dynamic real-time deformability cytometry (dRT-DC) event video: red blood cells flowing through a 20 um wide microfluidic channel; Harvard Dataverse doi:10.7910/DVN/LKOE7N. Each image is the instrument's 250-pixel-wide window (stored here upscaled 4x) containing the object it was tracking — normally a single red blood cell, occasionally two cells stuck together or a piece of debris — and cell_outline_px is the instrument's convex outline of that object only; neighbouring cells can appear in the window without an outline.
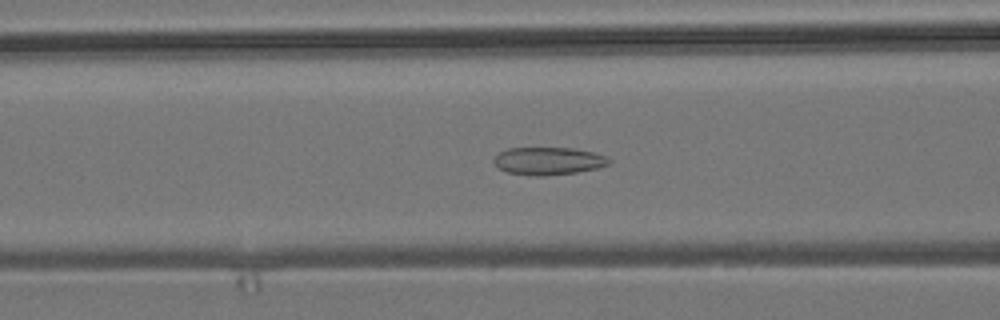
{"species": "common noctule bat (a hibernating species)", "species_latin": "Nyctalus noctula", "temperature_condition": "room temperature", "stored_images_in_passage": 48, "camera_frame_rate_fps": 3000, "um_per_image_px": 0.085, "animal": {"sex": "male", "body_mass_g": 19.2, "forearm_length_mm": 51.8}, "frame": {"image": 1, "passage_image": 21, "time_ms": 6.667, "image_size_px": [1000, 320], "cell_outline_px": [[612, 160], [608, 164], [596, 168], [576, 172], [544, 176], [528, 176], [508, 172], [496, 168], [492, 160], [500, 152], [508, 148], [572, 148], [592, 152], [604, 156]], "centroid_in_image_um": [46.55, 13.69], "position_along_channel_um": 120.1, "area_um2": 18.55}}
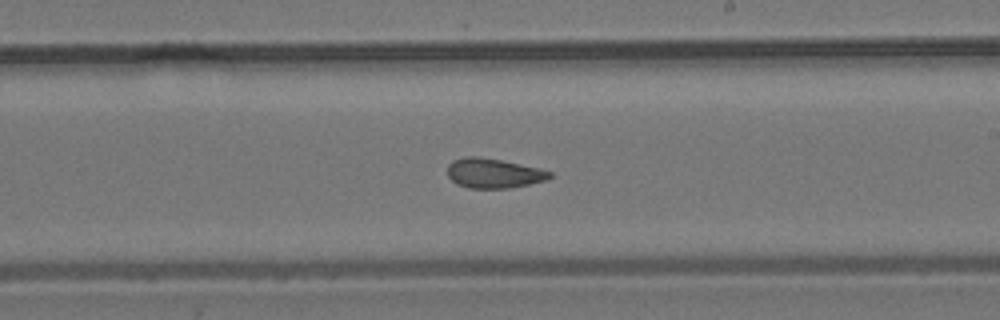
{"frame": {"image": 2, "passage_image": 31, "time_ms": 10.0, "image_size_px": [1000, 320], "cell_outline_px": [[552, 176], [548, 180], [508, 188], [468, 188], [456, 184], [448, 176], [448, 164], [452, 160], [464, 156], [480, 156], [540, 168], [552, 172]], "centroid_in_image_um": [41.94, 14.72], "position_along_channel_um": 247.1, "area_um2": 17.8}}
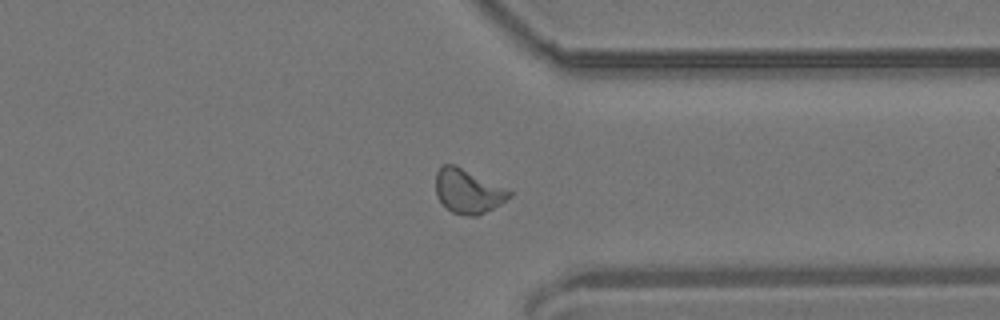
{"frame": {"image": 3, "passage_image": 41, "time_ms": 13.333, "image_size_px": [1000, 320], "cell_outline_px": [[512, 196], [500, 204], [476, 216], [468, 216], [452, 212], [436, 196], [436, 172], [444, 164], [456, 164], [508, 188], [512, 192]], "centroid_in_image_um": [39.8, 16.22], "position_along_channel_um": 371.6, "area_um2": 19.02}, "authors_computed_cell_mechanics": {"area_um2": 18.6116, "velocity_mm_per_s": 3.8134, "shape_relaxation_time_tau1_ms": null, "shape_relaxation_time_tau2_ms": 1.9754, "deformation_change_tau1": null, "deformation_change_tau2": 0.0824}}